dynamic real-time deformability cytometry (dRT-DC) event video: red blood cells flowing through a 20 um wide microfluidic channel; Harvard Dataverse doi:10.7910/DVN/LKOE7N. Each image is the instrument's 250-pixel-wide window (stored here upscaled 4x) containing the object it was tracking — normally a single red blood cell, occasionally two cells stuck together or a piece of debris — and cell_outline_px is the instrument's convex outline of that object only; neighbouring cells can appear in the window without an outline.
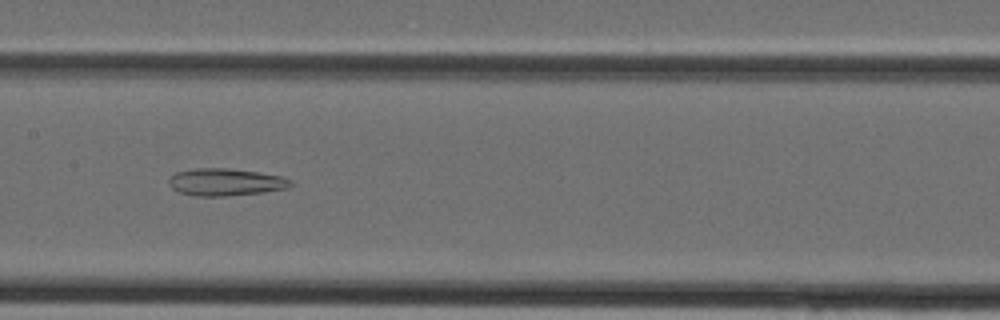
{"species": "Egyptian fruit bat (a non-hibernating species)", "species_latin": "Rousettus aegyptiacus", "temperature_condition": "cold", "stored_images_in_passage": 37, "camera_frame_rate_fps": 3000, "um_per_image_px": 0.085, "animal": {"sex": "female"}, "frame": {"image": 1, "passage_image": 17, "time_ms": 5.333, "image_size_px": [1000, 320], "cell_outline_px": [[292, 184], [288, 188], [264, 192], [224, 196], [196, 196], [180, 192], [172, 188], [168, 184], [168, 176], [176, 172], [196, 168], [228, 168], [256, 172], [280, 176], [292, 180]], "centroid_in_image_um": [19.13, 15.47], "position_along_channel_um": 188.3, "area_um2": 19.36}}
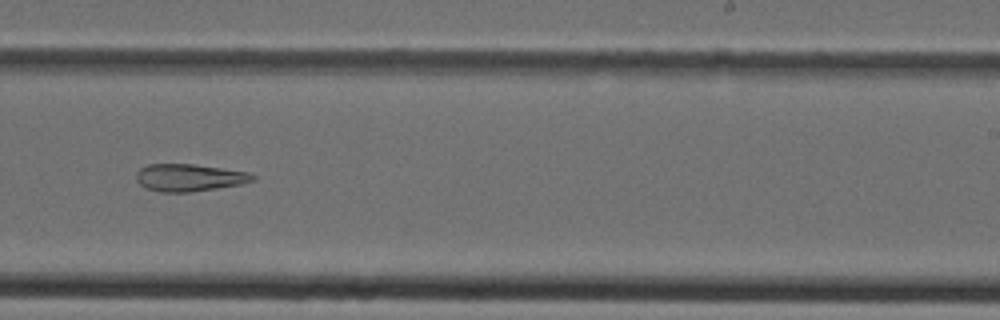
{"frame": {"image": 2, "passage_image": 22, "time_ms": 7.0, "image_size_px": [1000, 320], "cell_outline_px": [[256, 180], [240, 184], [192, 192], [160, 192], [144, 188], [136, 180], [136, 172], [140, 168], [148, 164], [192, 164], [248, 172], [256, 176]], "centroid_in_image_um": [16.05, 15.1], "position_along_channel_um": 272.9, "area_um2": 18.55}}
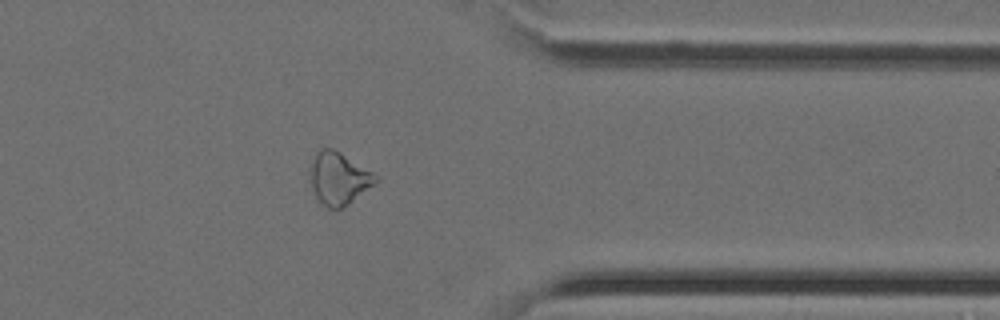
{"frame": {"image": 3, "passage_image": 29, "time_ms": 9.333, "image_size_px": [1000, 320], "cell_outline_px": [[380, 180], [348, 204], [340, 208], [328, 208], [316, 196], [308, 176], [308, 172], [316, 152], [320, 148], [332, 148], [340, 152], [380, 176]], "centroid_in_image_um": [28.8, 15.14], "position_along_channel_um": 382.6, "area_um2": 20.0}}